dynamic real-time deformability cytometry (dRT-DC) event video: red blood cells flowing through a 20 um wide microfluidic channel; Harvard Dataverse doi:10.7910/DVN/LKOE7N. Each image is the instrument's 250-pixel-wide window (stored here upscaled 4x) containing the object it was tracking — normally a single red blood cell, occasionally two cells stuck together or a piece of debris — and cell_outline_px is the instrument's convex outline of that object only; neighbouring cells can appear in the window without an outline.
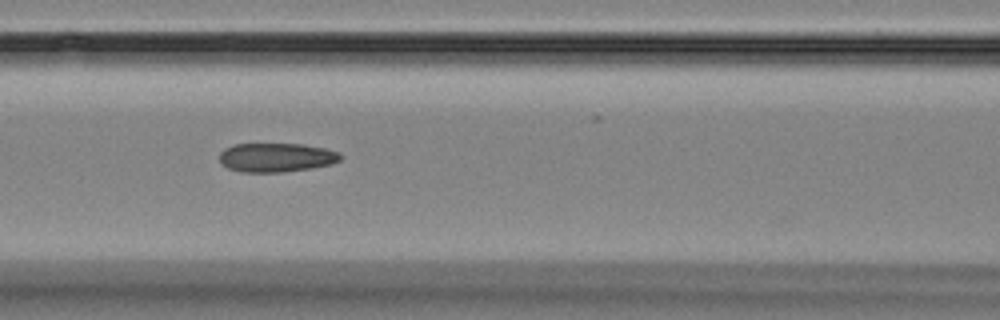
{"species": "Egyptian fruit bat (a non-hibernating species)", "species_latin": "Rousettus aegyptiacus", "temperature_condition": "room temperature", "stored_images_in_passage": 17, "camera_frame_rate_fps": 3000, "um_per_image_px": 0.085, "animal": {"sex": "female"}, "frame": {"image": 1, "passage_image": 7, "time_ms": 6.667, "image_size_px": [1000, 320], "cell_outline_px": [[340, 160], [332, 164], [312, 168], [284, 172], [240, 172], [228, 168], [220, 164], [220, 152], [224, 148], [232, 144], [304, 144], [324, 148], [340, 152]], "centroid_in_image_um": [23.46, 13.38], "position_along_channel_um": 143.1, "area_um2": 20.63}}
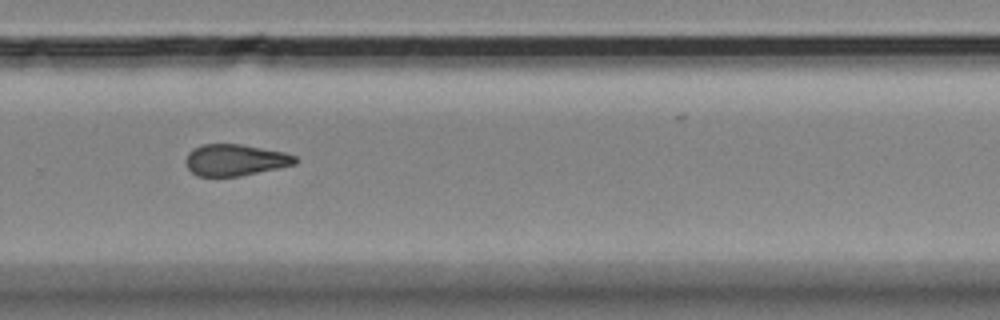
{"frame": {"image": 2, "passage_image": 11, "time_ms": 11.333, "image_size_px": [1000, 320], "cell_outline_px": [[296, 164], [240, 176], [196, 176], [188, 168], [184, 160], [188, 152], [192, 148], [204, 144], [240, 144], [284, 152], [296, 156]], "centroid_in_image_um": [19.95, 13.6], "position_along_channel_um": 309.9, "area_um2": 20.06}}
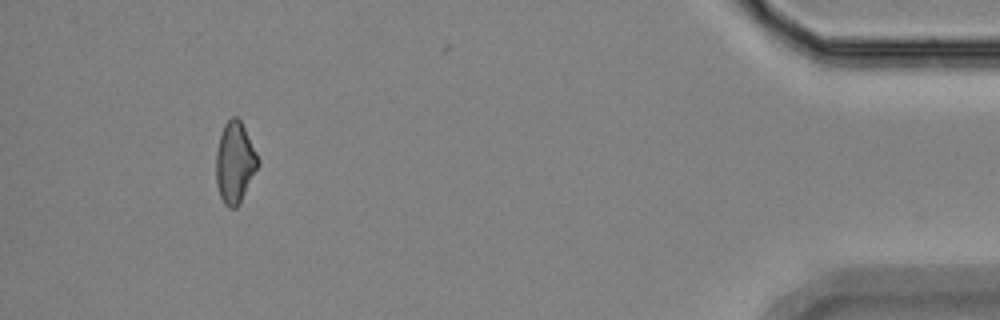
{"frame": {"image": 3, "passage_image": 15, "time_ms": 16.0, "image_size_px": [1000, 320], "cell_outline_px": [[260, 164], [240, 204], [236, 208], [228, 208], [224, 204], [220, 196], [216, 184], [216, 152], [220, 136], [224, 124], [232, 116], [236, 116], [240, 120], [260, 160]], "centroid_in_image_um": [19.97, 13.85], "position_along_channel_um": 415.2, "area_um2": 19.94}}